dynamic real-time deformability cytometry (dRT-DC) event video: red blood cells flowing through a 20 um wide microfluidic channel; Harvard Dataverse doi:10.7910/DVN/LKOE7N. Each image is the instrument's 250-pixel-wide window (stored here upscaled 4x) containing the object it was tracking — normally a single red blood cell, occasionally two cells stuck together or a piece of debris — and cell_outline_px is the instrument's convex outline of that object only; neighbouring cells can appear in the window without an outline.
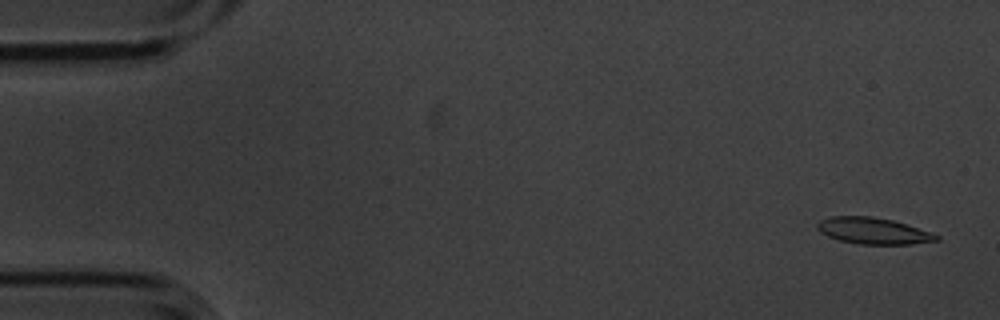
{"species": "common noctule bat (a hibernating species)", "species_latin": "Nyctalus noctula", "temperature_condition": "cold", "stored_images_in_passage": 4, "camera_frame_rate_fps": 3000, "um_per_image_px": 0.085, "animal": {"sex": "male", "body_mass_g": 20.1, "forearm_length_mm": 53.5}, "frame": {"image": 1, "passage_image": 1, "time_ms": 0.0, "image_size_px": [1000, 320], "cell_outline_px": [[940, 240], [912, 244], [860, 244], [840, 240], [828, 236], [820, 232], [816, 228], [816, 224], [820, 220], [832, 216], [872, 216], [892, 220], [940, 236]], "centroid_in_image_um": [74.18, 19.62], "position_along_channel_um": 10.8, "area_um2": 18.09}}
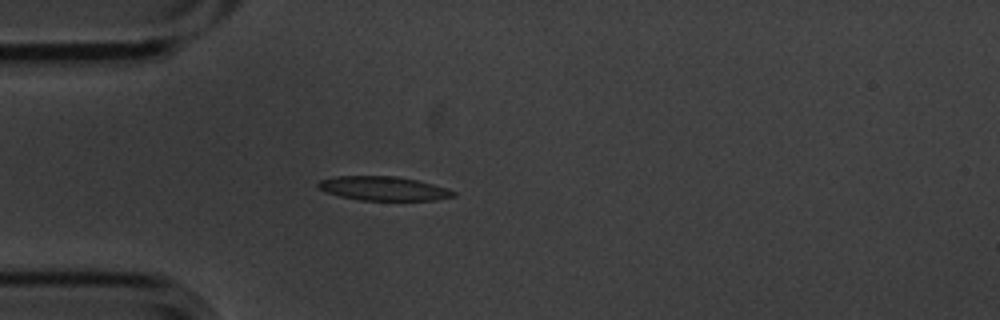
{"frame": {"image": 2, "passage_image": 4, "time_ms": 1.0, "image_size_px": [1000, 320], "cell_outline_px": [[456, 196], [436, 200], [360, 200], [340, 196], [316, 188], [316, 184], [320, 180], [336, 176], [396, 176], [416, 180], [448, 188], [456, 192]], "centroid_in_image_um": [32.59, 16.02], "position_along_channel_um": 52.4, "area_um2": 18.96}}